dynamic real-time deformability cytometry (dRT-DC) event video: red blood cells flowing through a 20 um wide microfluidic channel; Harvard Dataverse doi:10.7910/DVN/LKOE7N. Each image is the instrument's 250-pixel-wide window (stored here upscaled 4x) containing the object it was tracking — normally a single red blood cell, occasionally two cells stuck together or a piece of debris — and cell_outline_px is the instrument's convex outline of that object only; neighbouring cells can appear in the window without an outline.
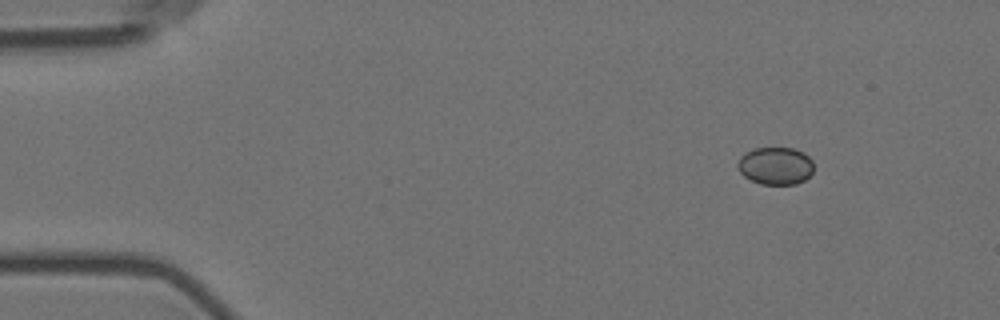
{"species": "Egyptian fruit bat (a non-hibernating species)", "species_latin": "Rousettus aegyptiacus", "temperature_condition": "room temperature", "stored_images_in_passage": 5, "camera_frame_rate_fps": 3000, "um_per_image_px": 0.085, "animal": {"sex": "female"}, "frame": {"image": 1, "passage_image": 1, "time_ms": 0.0, "image_size_px": [1000, 320], "cell_outline_px": [[812, 172], [804, 180], [796, 184], [760, 184], [744, 176], [740, 172], [736, 164], [740, 156], [744, 152], [756, 148], [792, 148], [804, 152], [812, 160]], "centroid_in_image_um": [65.89, 14.09], "position_along_channel_um": 19.1, "area_um2": 16.65}}
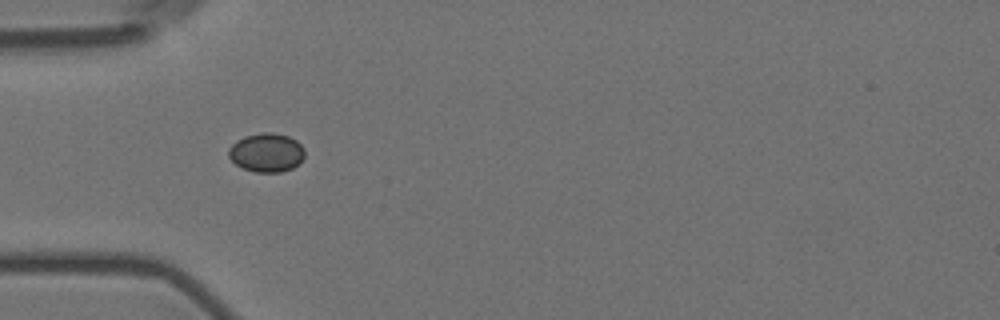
{"frame": {"image": 2, "passage_image": 4, "time_ms": 1.0, "image_size_px": [1000, 320], "cell_outline_px": [[304, 156], [292, 168], [280, 172], [256, 172], [244, 168], [236, 164], [228, 156], [228, 148], [236, 140], [244, 136], [264, 132], [272, 132], [288, 136], [296, 140], [304, 148]], "centroid_in_image_um": [22.63, 12.95], "position_along_channel_um": 62.4, "area_um2": 17.11}}
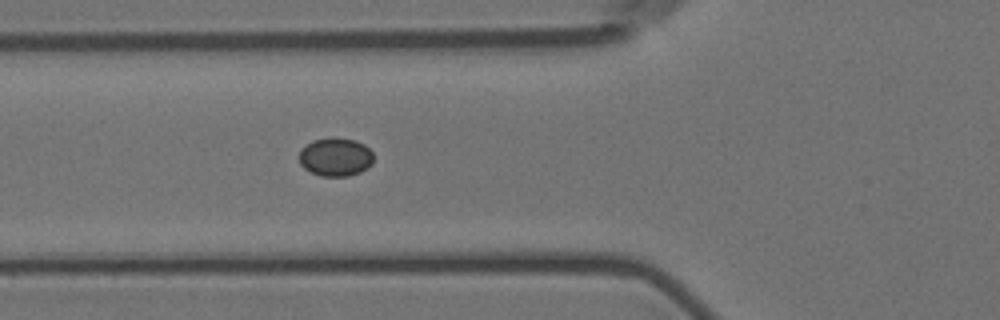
{"frame": {"image": 3, "passage_image": 5, "time_ms": 1.333, "image_size_px": [1000, 320], "cell_outline_px": [[372, 164], [368, 168], [360, 172], [348, 176], [320, 176], [304, 168], [300, 164], [300, 152], [312, 140], [332, 136], [356, 140], [364, 144], [372, 152]], "centroid_in_image_um": [28.54, 13.33], "position_along_channel_um": 97.3, "area_um2": 16.7}}